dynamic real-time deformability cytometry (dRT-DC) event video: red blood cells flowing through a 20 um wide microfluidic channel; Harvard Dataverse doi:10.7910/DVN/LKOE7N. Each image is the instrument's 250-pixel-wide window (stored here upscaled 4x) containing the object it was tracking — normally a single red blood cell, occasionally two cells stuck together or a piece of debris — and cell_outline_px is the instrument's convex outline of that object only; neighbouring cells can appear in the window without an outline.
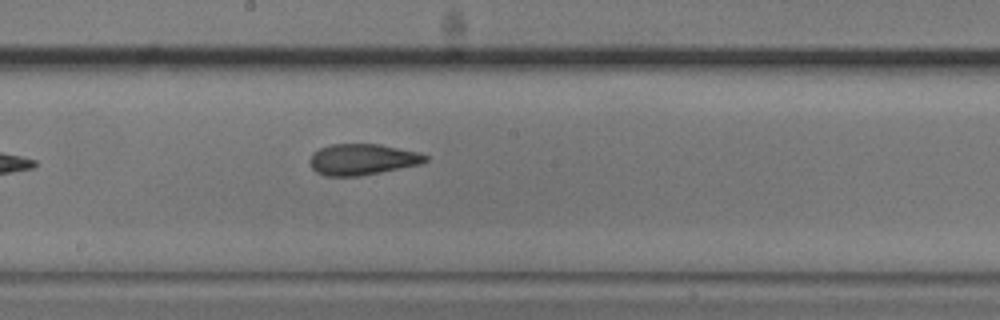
{"species": "common noctule bat (a hibernating species)", "species_latin": "Nyctalus noctula", "temperature_condition": "cold", "stored_images_in_passage": 6, "camera_frame_rate_fps": 3000, "um_per_image_px": 0.085, "animal": {"sex": "male", "body_mass_g": 20.5, "forearm_length_mm": 52.5}, "frame": {"image": 1, "passage_image": 6, "time_ms": 6.0, "image_size_px": [1000, 320], "cell_outline_px": [[428, 160], [420, 164], [360, 176], [324, 176], [316, 172], [312, 168], [308, 160], [312, 152], [320, 148], [332, 144], [380, 144], [420, 152], [428, 156]], "centroid_in_image_um": [30.78, 13.55], "position_along_channel_um": 217.4, "area_um2": 21.1}}